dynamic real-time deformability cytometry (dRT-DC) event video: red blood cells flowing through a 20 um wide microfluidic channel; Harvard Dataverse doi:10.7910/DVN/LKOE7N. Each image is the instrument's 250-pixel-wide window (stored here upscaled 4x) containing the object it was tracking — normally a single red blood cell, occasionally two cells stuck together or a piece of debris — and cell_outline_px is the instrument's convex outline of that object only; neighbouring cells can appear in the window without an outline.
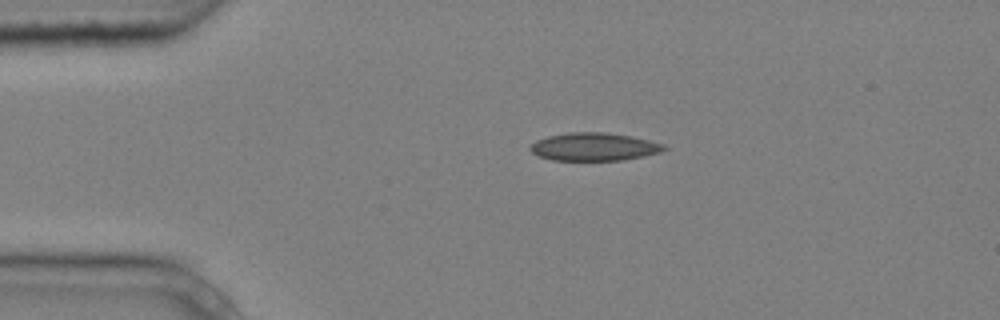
{"species": "common noctule bat (a hibernating species)", "species_latin": "Nyctalus noctula", "temperature_condition": "cold", "stored_images_in_passage": 2, "camera_frame_rate_fps": 3000, "um_per_image_px": 0.085, "animal": {"sex": "male", "body_mass_g": 20.4}, "frame": {"image": 1, "passage_image": 1, "time_ms": 0.0, "image_size_px": [1000, 320], "cell_outline_px": [[668, 148], [660, 152], [624, 160], [552, 160], [540, 156], [532, 152], [528, 148], [536, 140], [548, 136], [568, 132], [608, 132], [632, 136], [664, 144]], "centroid_in_image_um": [50.5, 12.47], "position_along_channel_um": 34.5, "area_um2": 21.79}}
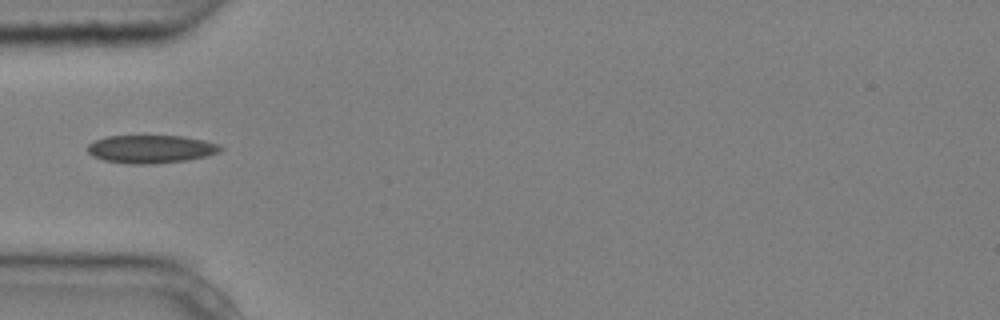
{"frame": {"image": 2, "passage_image": 2, "time_ms": 0.333, "image_size_px": [1000, 320], "cell_outline_px": [[224, 148], [220, 152], [188, 160], [152, 164], [128, 164], [104, 160], [92, 156], [88, 152], [88, 144], [104, 136], [180, 136], [204, 140], [220, 144]], "centroid_in_image_um": [12.83, 12.67], "position_along_channel_um": 72.2, "area_um2": 21.79}}